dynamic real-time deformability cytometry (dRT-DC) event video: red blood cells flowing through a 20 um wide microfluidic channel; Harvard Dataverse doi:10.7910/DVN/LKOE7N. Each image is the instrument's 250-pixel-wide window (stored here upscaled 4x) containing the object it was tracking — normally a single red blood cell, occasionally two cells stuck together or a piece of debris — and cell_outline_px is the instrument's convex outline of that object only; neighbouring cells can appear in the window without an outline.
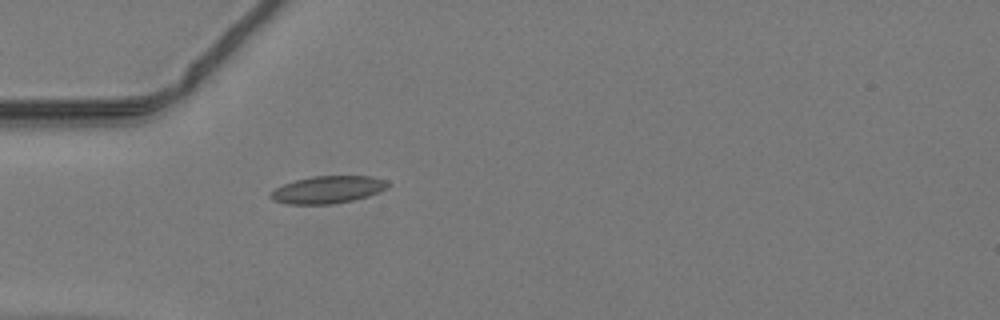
{"species": "common noctule bat (a hibernating species)", "species_latin": "Nyctalus noctula", "temperature_condition": "warm", "stored_images_in_passage": 34, "camera_frame_rate_fps": 3000, "um_per_image_px": 0.085, "animal": {"sex": "male", "body_mass_g": 19.2, "forearm_length_mm": 51.8}, "frame": {"image": 1, "passage_image": 1, "time_ms": 0.0, "image_size_px": [1000, 320], "cell_outline_px": [[392, 184], [388, 188], [368, 196], [352, 200], [332, 204], [288, 204], [272, 200], [268, 196], [276, 188], [284, 184], [296, 180], [312, 176], [368, 176], [388, 180]], "centroid_in_image_um": [27.9, 16.12], "position_along_channel_um": 57.1, "area_um2": 18.73}}
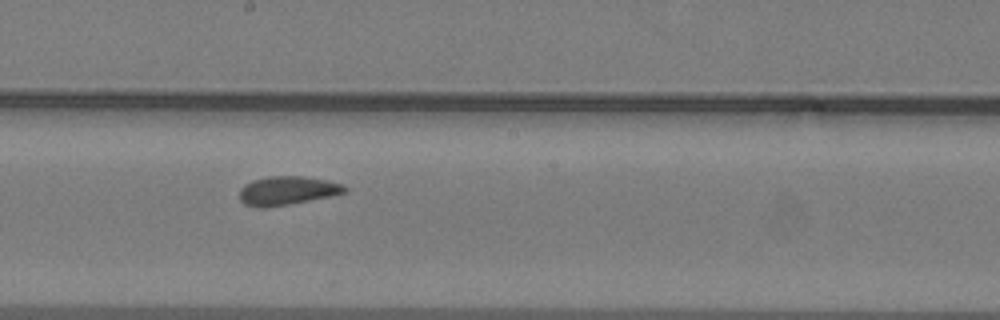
{"frame": {"image": 2, "passage_image": 13, "time_ms": 4.0, "image_size_px": [1000, 320], "cell_outline_px": [[348, 192], [332, 196], [288, 204], [264, 208], [256, 208], [244, 204], [240, 200], [240, 188], [244, 184], [252, 180], [268, 176], [304, 176], [344, 184], [348, 188]], "centroid_in_image_um": [24.41, 16.2], "position_along_channel_um": 223.8, "area_um2": 17.8}}
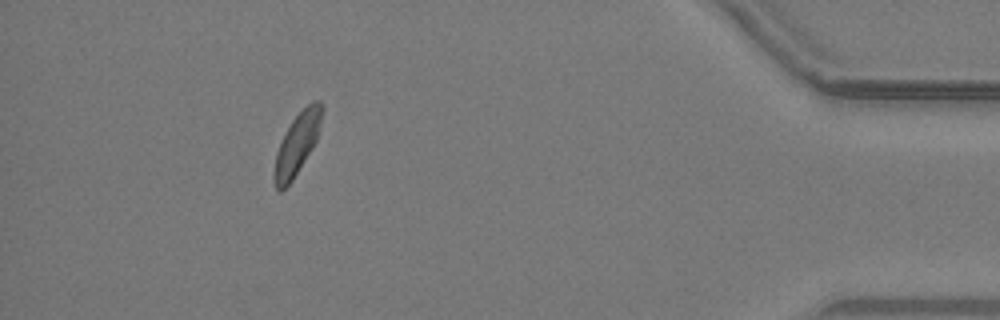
{"frame": {"image": 3, "passage_image": 30, "time_ms": 9.667, "image_size_px": [1000, 320], "cell_outline_px": [[324, 108], [316, 140], [312, 148], [292, 180], [280, 192], [276, 188], [272, 176], [276, 152], [292, 120], [312, 100], [320, 100], [324, 104]], "centroid_in_image_um": [25.25, 12.22], "position_along_channel_um": 409.9, "area_um2": 16.82}}